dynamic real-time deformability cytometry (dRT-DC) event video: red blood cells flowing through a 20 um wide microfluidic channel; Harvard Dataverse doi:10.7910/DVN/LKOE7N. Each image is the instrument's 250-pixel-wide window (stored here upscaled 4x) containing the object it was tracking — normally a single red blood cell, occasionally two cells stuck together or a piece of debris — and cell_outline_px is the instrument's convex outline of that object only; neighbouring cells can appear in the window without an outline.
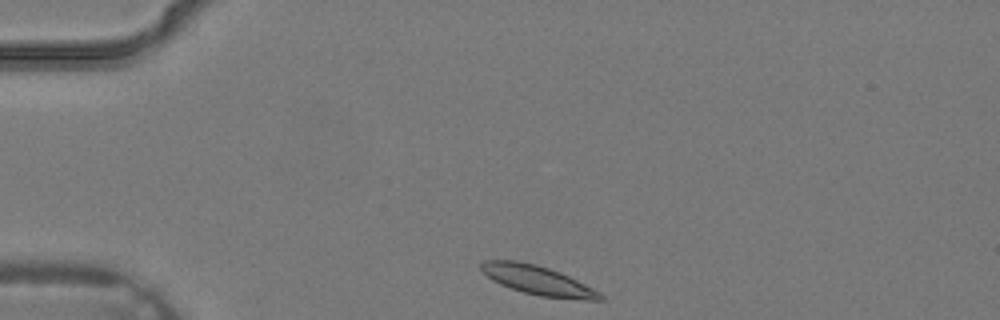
{"species": "common noctule bat (a hibernating species)", "species_latin": "Nyctalus noctula", "temperature_condition": "warm", "stored_images_in_passage": 2, "camera_frame_rate_fps": 3000, "um_per_image_px": 0.085, "animal": {"sex": "male", "body_mass_g": 19.2, "forearm_length_mm": 51.8}, "frame": {"image": 1, "passage_image": 1, "time_ms": 0.0, "image_size_px": [1000, 320], "cell_outline_px": [[604, 300], [584, 300], [540, 296], [524, 292], [500, 284], [492, 280], [480, 268], [480, 264], [484, 260], [516, 260], [536, 264], [560, 272], [600, 292], [604, 296]], "centroid_in_image_um": [45.71, 23.82], "position_along_channel_um": 39.3, "area_um2": 20.06}}
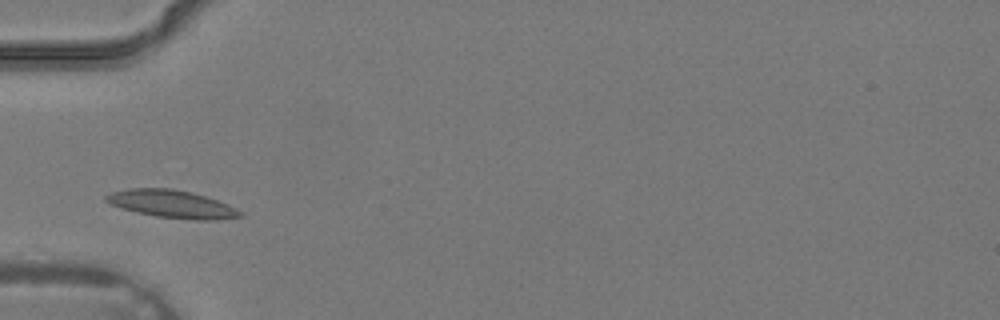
{"frame": {"image": 2, "passage_image": 2, "time_ms": 0.333, "image_size_px": [1000, 320], "cell_outline_px": [[244, 216], [216, 220], [192, 220], [156, 216], [136, 212], [120, 208], [104, 200], [104, 196], [108, 192], [128, 188], [172, 188], [192, 192], [228, 204], [244, 212]], "centroid_in_image_um": [14.6, 17.34], "position_along_channel_um": 70.4, "area_um2": 21.91}}